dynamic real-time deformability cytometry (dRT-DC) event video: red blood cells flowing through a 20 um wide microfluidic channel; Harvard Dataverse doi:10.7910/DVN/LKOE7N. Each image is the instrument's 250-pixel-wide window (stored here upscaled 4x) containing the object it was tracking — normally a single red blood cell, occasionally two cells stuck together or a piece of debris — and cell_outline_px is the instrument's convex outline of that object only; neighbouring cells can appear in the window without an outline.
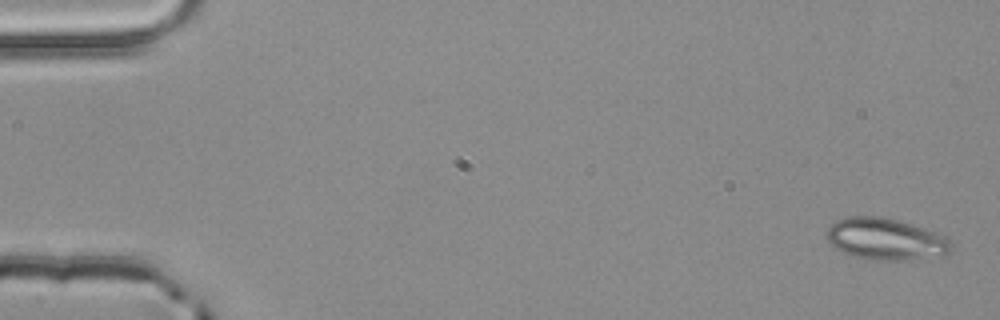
{"species": "common noctule bat (a hibernating species)", "species_latin": "Nyctalus noctula", "temperature_condition": "room temperature", "stored_images_in_passage": 4, "camera_frame_rate_fps": 3000, "um_per_image_px": 0.085, "animal": {"sex": "male", "body_mass_g": 20.4}, "frame": {"image": 1, "passage_image": 1, "time_ms": 0.0, "image_size_px": [1000, 320], "cell_outline_px": [[952, 252], [944, 256], [904, 260], [868, 260], [852, 256], [836, 248], [828, 240], [828, 228], [836, 220], [848, 216], [880, 216], [896, 220], [924, 228], [936, 232], [944, 236], [952, 244]], "centroid_in_image_um": [75.31, 20.34], "position_along_channel_um": 9.7, "area_um2": 30.29}}